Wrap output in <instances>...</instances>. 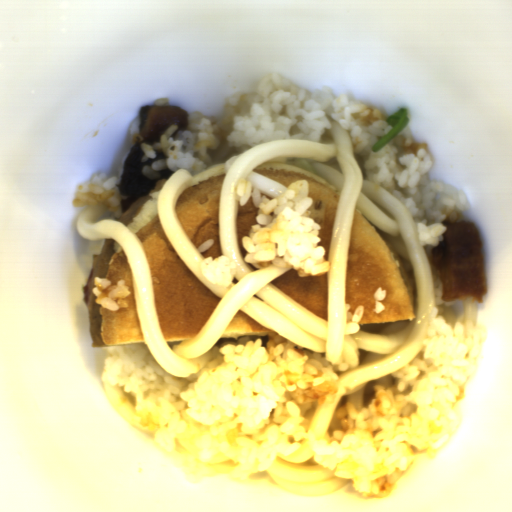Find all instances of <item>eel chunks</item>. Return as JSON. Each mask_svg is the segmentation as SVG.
Listing matches in <instances>:
<instances>
[{
    "label": "eel chunks",
    "mask_w": 512,
    "mask_h": 512,
    "mask_svg": "<svg viewBox=\"0 0 512 512\" xmlns=\"http://www.w3.org/2000/svg\"><path fill=\"white\" fill-rule=\"evenodd\" d=\"M138 122L139 129L130 142V149L122 164L117 186L121 214L141 196L155 188L157 180L144 176V166H151L156 161L166 159L163 149H158L155 151L154 158L141 162L144 153L141 143L147 145L159 143L164 132L170 126L177 127L170 136L176 137L179 131L187 129L188 112L183 107L175 105H141Z\"/></svg>",
    "instance_id": "57646c5b"
},
{
    "label": "eel chunks",
    "mask_w": 512,
    "mask_h": 512,
    "mask_svg": "<svg viewBox=\"0 0 512 512\" xmlns=\"http://www.w3.org/2000/svg\"><path fill=\"white\" fill-rule=\"evenodd\" d=\"M442 240L432 247L430 260L437 270L441 298L446 303L472 299L483 303L488 292V277L482 250V239L475 223L464 218L441 222Z\"/></svg>",
    "instance_id": "4dd315ae"
}]
</instances>
